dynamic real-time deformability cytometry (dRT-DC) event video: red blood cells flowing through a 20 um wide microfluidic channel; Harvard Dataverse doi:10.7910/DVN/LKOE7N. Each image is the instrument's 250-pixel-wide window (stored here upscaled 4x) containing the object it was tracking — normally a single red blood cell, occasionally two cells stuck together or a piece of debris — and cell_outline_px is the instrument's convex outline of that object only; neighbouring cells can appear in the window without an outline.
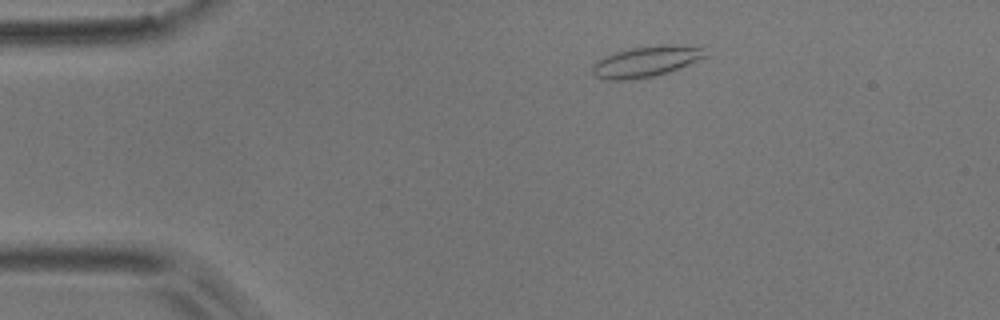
{"species": "common noctule bat (a hibernating species)", "species_latin": "Nyctalus noctula", "temperature_condition": "room temperature", "stored_images_in_passage": 9, "camera_frame_rate_fps": 3000, "um_per_image_px": 0.085, "animal": {"sex": "male", "body_mass_g": 17.9}, "frame": {"image": 1, "passage_image": 1, "time_ms": 0.0, "image_size_px": [1000, 320], "cell_outline_px": [[708, 56], [668, 72], [652, 76], [624, 80], [604, 80], [596, 76], [592, 72], [592, 64], [596, 60], [604, 56], [616, 52], [632, 48], [660, 44], [672, 44], [704, 48]], "centroid_in_image_um": [54.89, 5.22], "position_along_channel_um": 30.1, "area_um2": 20.17}}
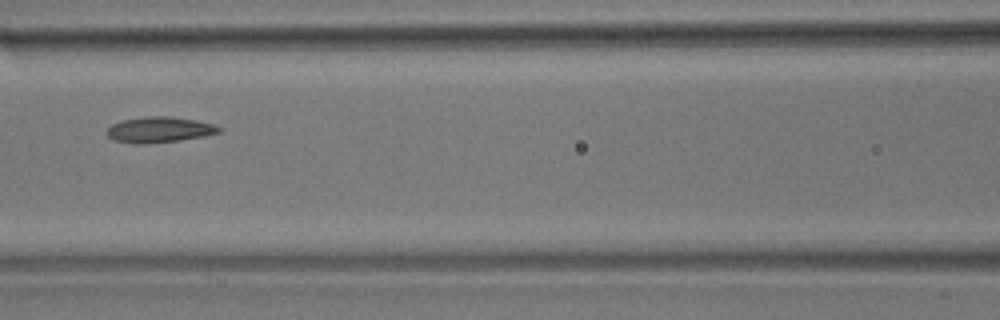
{"frame": {"image": 2, "passage_image": 5, "time_ms": 1.333, "image_size_px": [1000, 320], "cell_outline_px": [[224, 128], [220, 132], [204, 136], [180, 140], [148, 144], [132, 144], [112, 140], [108, 136], [108, 128], [112, 124], [120, 120], [148, 116], [172, 116], [196, 120], [216, 124]], "centroid_in_image_um": [13.57, 11.02], "position_along_channel_um": 153.0, "area_um2": 17.11}}
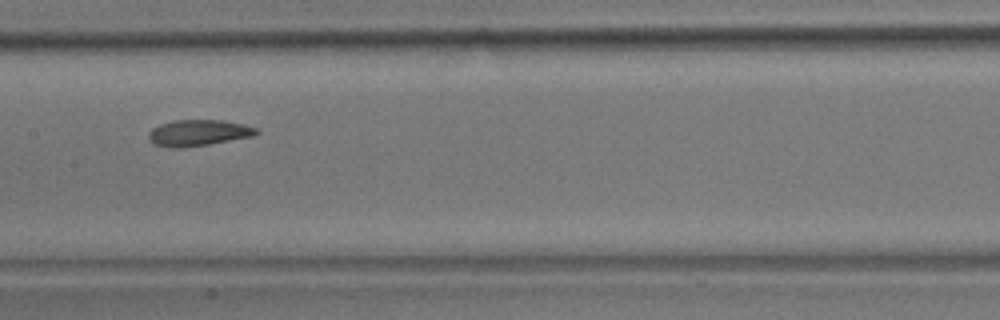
{"frame": {"image": 3, "passage_image": 6, "time_ms": 1.667, "image_size_px": [1000, 320], "cell_outline_px": [[260, 132], [256, 136], [208, 144], [180, 148], [168, 148], [156, 144], [148, 136], [148, 132], [152, 128], [160, 124], [172, 120], [224, 120], [244, 124], [256, 128]], "centroid_in_image_um": [16.89, 11.28], "position_along_channel_um": 190.5, "area_um2": 16.53}}